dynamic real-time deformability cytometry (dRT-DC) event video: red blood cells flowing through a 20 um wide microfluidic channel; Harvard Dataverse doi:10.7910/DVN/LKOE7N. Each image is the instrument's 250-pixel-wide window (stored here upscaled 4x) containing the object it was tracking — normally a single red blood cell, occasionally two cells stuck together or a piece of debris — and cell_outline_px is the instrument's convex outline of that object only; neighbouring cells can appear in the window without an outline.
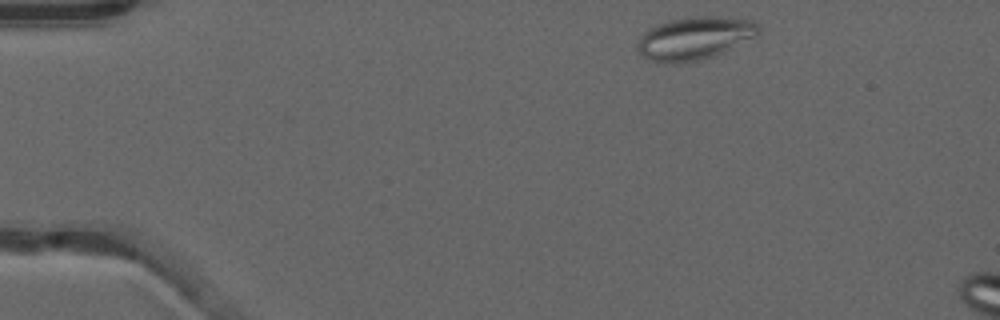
{"species": "common noctule bat (a hibernating species)", "species_latin": "Nyctalus noctula", "temperature_condition": "warm", "stored_images_in_passage": 7, "camera_frame_rate_fps": 3000, "um_per_image_px": 0.085, "animal": {"sex": "male", "forearm_length_mm": 52.5}, "frame": {"image": 1, "passage_image": 2, "time_ms": 0.333, "image_size_px": [1000, 320], "cell_outline_px": [[760, 32], [756, 36], [724, 52], [700, 60], [676, 64], [668, 64], [652, 60], [644, 56], [640, 52], [640, 36], [648, 28], [656, 24], [668, 20], [692, 16], [712, 16], [752, 20], [760, 28]], "centroid_in_image_um": [59.06, 3.24], "position_along_channel_um": 25.9, "area_um2": 30.11}}